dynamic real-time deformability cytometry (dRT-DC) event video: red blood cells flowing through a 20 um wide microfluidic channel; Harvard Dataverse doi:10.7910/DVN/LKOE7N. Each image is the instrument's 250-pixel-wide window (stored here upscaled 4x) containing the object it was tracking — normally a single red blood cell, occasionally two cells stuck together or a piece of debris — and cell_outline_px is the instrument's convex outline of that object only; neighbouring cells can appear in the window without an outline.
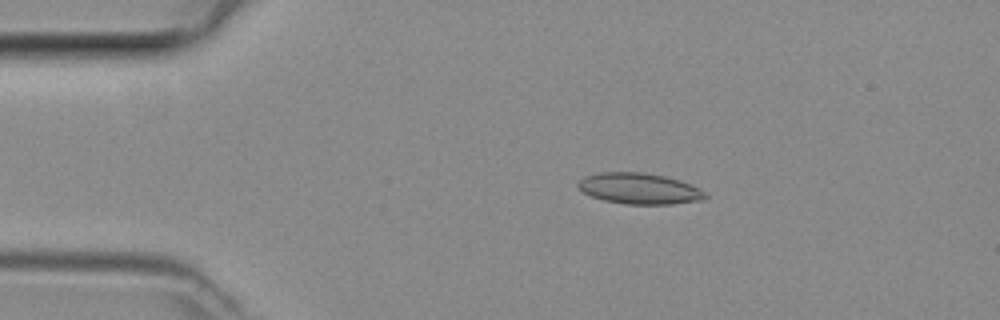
{"species": "common noctule bat (a hibernating species)", "species_latin": "Nyctalus noctula", "temperature_condition": "room temperature", "stored_images_in_passage": 41, "camera_frame_rate_fps": 3000, "um_per_image_px": 0.085, "animal": {"sex": "female", "body_mass_g": 29.2, "forearm_length_mm": 56.3}, "frame": {"image": 1, "passage_image": 3, "time_ms": 0.667, "image_size_px": [1000, 320], "cell_outline_px": [[708, 196], [700, 200], [672, 204], [628, 204], [604, 200], [592, 196], [584, 192], [576, 184], [584, 176], [600, 172], [640, 172], [664, 176], [680, 180], [704, 192]], "centroid_in_image_um": [54.31, 16.02], "position_along_channel_um": 30.7, "area_um2": 22.6}}
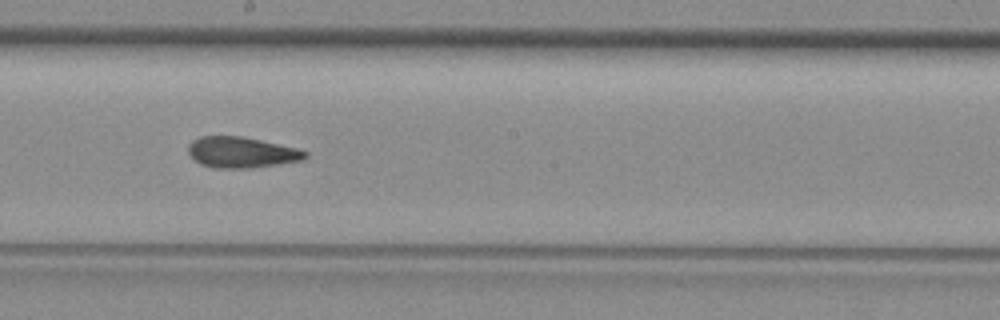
{"frame": {"image": 2, "passage_image": 20, "time_ms": 6.333, "image_size_px": [1000, 320], "cell_outline_px": [[308, 156], [300, 160], [252, 168], [216, 168], [200, 164], [188, 152], [188, 144], [192, 140], [200, 136], [240, 136], [260, 140], [296, 148], [308, 152]], "centroid_in_image_um": [20.49, 12.94], "position_along_channel_um": 227.7, "area_um2": 20.81}}
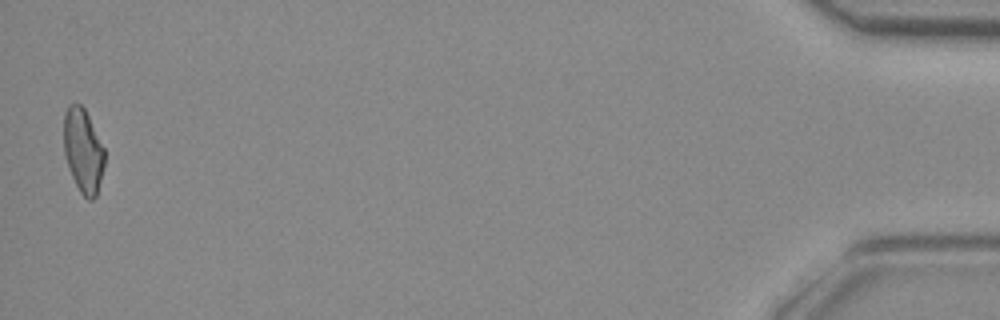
{"frame": {"image": 3, "passage_image": 41, "time_ms": 13.333, "image_size_px": [1000, 320], "cell_outline_px": [[104, 164], [96, 196], [92, 200], [88, 200], [80, 192], [72, 176], [64, 152], [64, 112], [68, 104], [80, 104], [84, 108], [104, 148]], "centroid_in_image_um": [7.05, 12.8], "position_along_channel_um": 428.1, "area_um2": 19.65}}